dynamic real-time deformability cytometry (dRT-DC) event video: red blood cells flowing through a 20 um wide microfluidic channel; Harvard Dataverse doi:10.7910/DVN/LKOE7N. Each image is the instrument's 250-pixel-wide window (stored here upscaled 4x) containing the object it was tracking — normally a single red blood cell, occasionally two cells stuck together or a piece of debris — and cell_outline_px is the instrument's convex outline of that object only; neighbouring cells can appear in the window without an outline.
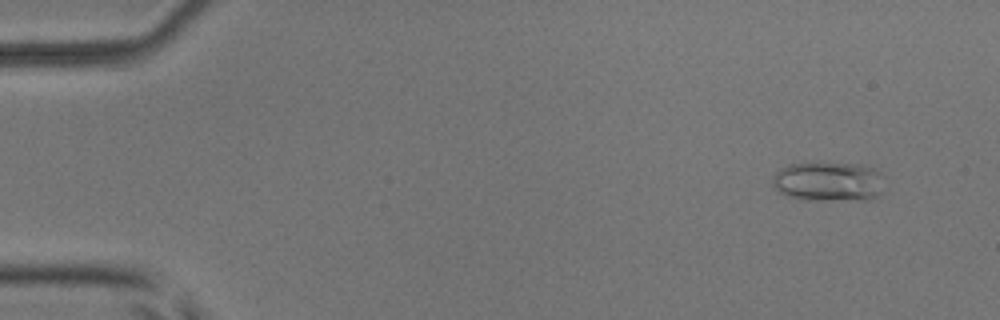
{"species": "common noctule bat (a hibernating species)", "species_latin": "Nyctalus noctula", "temperature_condition": "room temperature", "stored_images_in_passage": 15, "camera_frame_rate_fps": 3000, "um_per_image_px": 0.085, "animal": {"sex": "male", "body_mass_g": 17.9, "forearm_length_mm": 54.2}, "frame": {"image": 1, "passage_image": 5, "time_ms": 1.333, "image_size_px": [1000, 320], "cell_outline_px": [[880, 196], [868, 200], [808, 200], [788, 196], [780, 192], [772, 184], [772, 176], [780, 168], [788, 164], [816, 160], [820, 160], [860, 164], [872, 168], [880, 172]], "centroid_in_image_um": [70.37, 15.39], "position_along_channel_um": 14.6, "area_um2": 26.59}}